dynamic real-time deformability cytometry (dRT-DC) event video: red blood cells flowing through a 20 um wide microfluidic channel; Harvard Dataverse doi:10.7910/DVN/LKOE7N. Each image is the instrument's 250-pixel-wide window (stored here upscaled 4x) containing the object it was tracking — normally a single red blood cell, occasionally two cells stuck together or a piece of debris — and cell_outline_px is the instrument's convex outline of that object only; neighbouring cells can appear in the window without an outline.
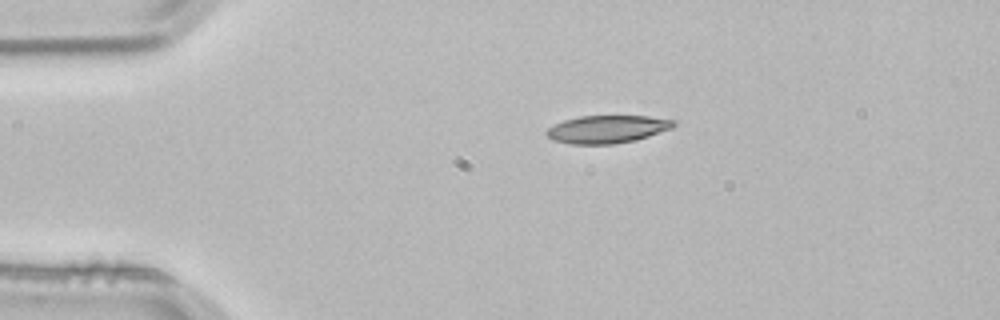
{"species": "common noctule bat (a hibernating species)", "species_latin": "Nyctalus noctula", "temperature_condition": "room temperature", "stored_images_in_passage": 2, "camera_frame_rate_fps": 3000, "um_per_image_px": 0.085, "animal": {"sex": "male", "body_mass_g": 21.5, "forearm_length_mm": 52.0}, "frame": {"image": 1, "passage_image": 1, "time_ms": 0.0, "image_size_px": [1000, 320], "cell_outline_px": [[676, 124], [672, 128], [636, 140], [612, 144], [572, 144], [552, 140], [544, 132], [548, 128], [564, 120], [580, 116], [648, 116], [676, 120]], "centroid_in_image_um": [51.62, 10.98], "position_along_channel_um": 33.4, "area_um2": 20.52}}